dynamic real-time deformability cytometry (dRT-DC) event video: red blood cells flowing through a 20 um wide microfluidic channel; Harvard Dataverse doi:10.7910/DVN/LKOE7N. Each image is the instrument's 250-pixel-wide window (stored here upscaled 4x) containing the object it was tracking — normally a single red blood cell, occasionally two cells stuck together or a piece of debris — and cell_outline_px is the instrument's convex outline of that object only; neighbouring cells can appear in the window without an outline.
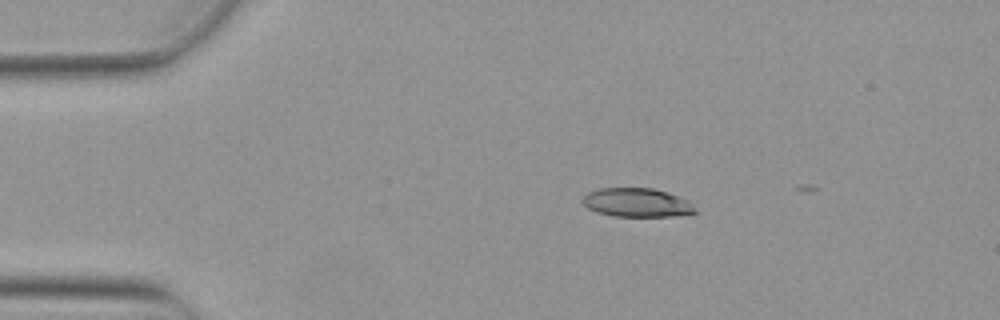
{"species": "Egyptian fruit bat (a non-hibernating species)", "species_latin": "Rousettus aegyptiacus", "temperature_condition": "warm", "stored_images_in_passage": 3, "camera_frame_rate_fps": 3000, "um_per_image_px": 0.085, "animal": {"sex": "female"}, "frame": {"image": 1, "passage_image": 2, "time_ms": 0.333, "image_size_px": [1000, 320], "cell_outline_px": [[700, 212], [672, 216], [612, 216], [596, 212], [588, 208], [584, 204], [584, 196], [588, 192], [600, 188], [652, 188], [668, 192], [692, 200]], "centroid_in_image_um": [54.24, 17.22], "position_along_channel_um": 30.8, "area_um2": 19.19}}